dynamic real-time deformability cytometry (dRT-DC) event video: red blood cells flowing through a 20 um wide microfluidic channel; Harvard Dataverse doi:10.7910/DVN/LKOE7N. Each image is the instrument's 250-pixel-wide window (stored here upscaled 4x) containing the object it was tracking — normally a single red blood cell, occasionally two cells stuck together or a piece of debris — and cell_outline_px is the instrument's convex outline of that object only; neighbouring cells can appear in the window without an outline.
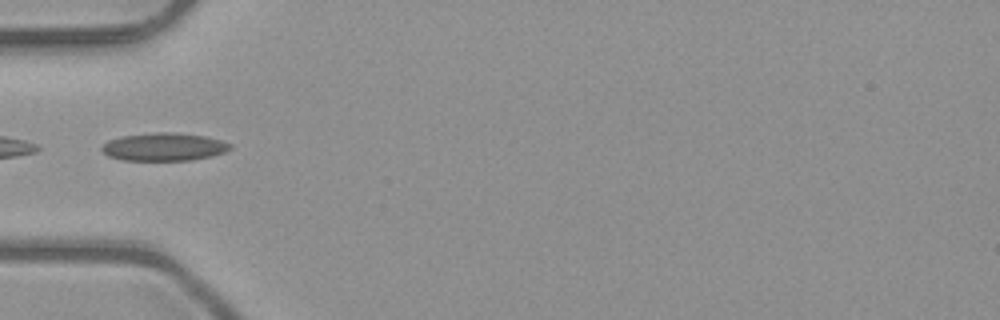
{"species": "common noctule bat (a hibernating species)", "species_latin": "Nyctalus noctula", "temperature_condition": "room temperature", "stored_images_in_passage": 3, "camera_frame_rate_fps": 3000, "um_per_image_px": 0.085, "animal": {"sex": "male", "body_mass_g": 23.1, "forearm_length_mm": 52.7}, "frame": {"image": 1, "passage_image": 3, "time_ms": 0.667, "image_size_px": [1000, 320], "cell_outline_px": [[232, 148], [224, 152], [212, 156], [192, 160], [124, 160], [108, 156], [100, 148], [108, 140], [120, 136], [156, 132], [168, 132], [204, 136], [220, 140], [232, 144]], "centroid_in_image_um": [13.93, 12.48], "position_along_channel_um": 71.1, "area_um2": 20.81}}